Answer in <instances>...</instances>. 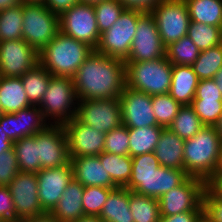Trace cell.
I'll return each mask as SVG.
<instances>
[{"mask_svg": "<svg viewBox=\"0 0 222 222\" xmlns=\"http://www.w3.org/2000/svg\"><path fill=\"white\" fill-rule=\"evenodd\" d=\"M125 62L95 49L73 79L78 100L117 98L126 86Z\"/></svg>", "mask_w": 222, "mask_h": 222, "instance_id": "6da1fadb", "label": "cell"}, {"mask_svg": "<svg viewBox=\"0 0 222 222\" xmlns=\"http://www.w3.org/2000/svg\"><path fill=\"white\" fill-rule=\"evenodd\" d=\"M222 140L214 126L203 128L184 142V170L189 177L208 183L214 176L219 159Z\"/></svg>", "mask_w": 222, "mask_h": 222, "instance_id": "7a4b0ae2", "label": "cell"}, {"mask_svg": "<svg viewBox=\"0 0 222 222\" xmlns=\"http://www.w3.org/2000/svg\"><path fill=\"white\" fill-rule=\"evenodd\" d=\"M94 48L61 31L39 51V63L52 75L73 78Z\"/></svg>", "mask_w": 222, "mask_h": 222, "instance_id": "3957f363", "label": "cell"}, {"mask_svg": "<svg viewBox=\"0 0 222 222\" xmlns=\"http://www.w3.org/2000/svg\"><path fill=\"white\" fill-rule=\"evenodd\" d=\"M172 67L166 55L150 61L125 62L126 86L150 96L167 94L171 87Z\"/></svg>", "mask_w": 222, "mask_h": 222, "instance_id": "277c9868", "label": "cell"}, {"mask_svg": "<svg viewBox=\"0 0 222 222\" xmlns=\"http://www.w3.org/2000/svg\"><path fill=\"white\" fill-rule=\"evenodd\" d=\"M77 99L72 78L52 76L39 104V109L42 111L45 120H47L46 117L48 119L51 117L55 119L52 123L63 125L76 117L77 107H75V104L78 101ZM72 105H74V108Z\"/></svg>", "mask_w": 222, "mask_h": 222, "instance_id": "5b68a950", "label": "cell"}, {"mask_svg": "<svg viewBox=\"0 0 222 222\" xmlns=\"http://www.w3.org/2000/svg\"><path fill=\"white\" fill-rule=\"evenodd\" d=\"M143 12L139 9L125 8L112 27L100 34L95 50L125 61L130 54L138 17Z\"/></svg>", "mask_w": 222, "mask_h": 222, "instance_id": "8992f818", "label": "cell"}, {"mask_svg": "<svg viewBox=\"0 0 222 222\" xmlns=\"http://www.w3.org/2000/svg\"><path fill=\"white\" fill-rule=\"evenodd\" d=\"M22 39L38 52L60 31L59 15L44 4H23Z\"/></svg>", "mask_w": 222, "mask_h": 222, "instance_id": "52a82bcc", "label": "cell"}, {"mask_svg": "<svg viewBox=\"0 0 222 222\" xmlns=\"http://www.w3.org/2000/svg\"><path fill=\"white\" fill-rule=\"evenodd\" d=\"M150 12L165 47L187 35L190 16L184 0H161Z\"/></svg>", "mask_w": 222, "mask_h": 222, "instance_id": "ba28073f", "label": "cell"}, {"mask_svg": "<svg viewBox=\"0 0 222 222\" xmlns=\"http://www.w3.org/2000/svg\"><path fill=\"white\" fill-rule=\"evenodd\" d=\"M206 188L205 181L188 177L181 185L174 187L158 199L161 217L204 210L203 196Z\"/></svg>", "mask_w": 222, "mask_h": 222, "instance_id": "9c48e42d", "label": "cell"}, {"mask_svg": "<svg viewBox=\"0 0 222 222\" xmlns=\"http://www.w3.org/2000/svg\"><path fill=\"white\" fill-rule=\"evenodd\" d=\"M76 118L81 123L106 134L122 124L119 97L78 100Z\"/></svg>", "mask_w": 222, "mask_h": 222, "instance_id": "30bf717a", "label": "cell"}, {"mask_svg": "<svg viewBox=\"0 0 222 222\" xmlns=\"http://www.w3.org/2000/svg\"><path fill=\"white\" fill-rule=\"evenodd\" d=\"M166 47L160 38L158 27L150 11H144L139 17L130 54L124 62H141L162 58Z\"/></svg>", "mask_w": 222, "mask_h": 222, "instance_id": "8fae6325", "label": "cell"}, {"mask_svg": "<svg viewBox=\"0 0 222 222\" xmlns=\"http://www.w3.org/2000/svg\"><path fill=\"white\" fill-rule=\"evenodd\" d=\"M59 25L62 33L85 42L94 49L98 46L100 33L93 5L75 4L59 16Z\"/></svg>", "mask_w": 222, "mask_h": 222, "instance_id": "7c38bea8", "label": "cell"}, {"mask_svg": "<svg viewBox=\"0 0 222 222\" xmlns=\"http://www.w3.org/2000/svg\"><path fill=\"white\" fill-rule=\"evenodd\" d=\"M39 64V52L24 39L0 41V76L21 77Z\"/></svg>", "mask_w": 222, "mask_h": 222, "instance_id": "4fadbf2b", "label": "cell"}, {"mask_svg": "<svg viewBox=\"0 0 222 222\" xmlns=\"http://www.w3.org/2000/svg\"><path fill=\"white\" fill-rule=\"evenodd\" d=\"M37 144L40 170L59 167L70 162L67 137L62 125L48 122V126L37 133Z\"/></svg>", "mask_w": 222, "mask_h": 222, "instance_id": "5bb4252c", "label": "cell"}, {"mask_svg": "<svg viewBox=\"0 0 222 222\" xmlns=\"http://www.w3.org/2000/svg\"><path fill=\"white\" fill-rule=\"evenodd\" d=\"M188 177L185 170L160 166L151 175L130 177L125 188L140 195L159 199L166 192L181 185Z\"/></svg>", "mask_w": 222, "mask_h": 222, "instance_id": "9a60e30c", "label": "cell"}, {"mask_svg": "<svg viewBox=\"0 0 222 222\" xmlns=\"http://www.w3.org/2000/svg\"><path fill=\"white\" fill-rule=\"evenodd\" d=\"M119 101L124 126L128 128L158 126L152 109V96L125 86Z\"/></svg>", "mask_w": 222, "mask_h": 222, "instance_id": "2e32d148", "label": "cell"}, {"mask_svg": "<svg viewBox=\"0 0 222 222\" xmlns=\"http://www.w3.org/2000/svg\"><path fill=\"white\" fill-rule=\"evenodd\" d=\"M70 157L98 156L104 151L105 133L81 123L76 117L62 125Z\"/></svg>", "mask_w": 222, "mask_h": 222, "instance_id": "e0dca14e", "label": "cell"}, {"mask_svg": "<svg viewBox=\"0 0 222 222\" xmlns=\"http://www.w3.org/2000/svg\"><path fill=\"white\" fill-rule=\"evenodd\" d=\"M36 174L40 204L45 212H51L74 178L72 164L69 162L59 167L41 169Z\"/></svg>", "mask_w": 222, "mask_h": 222, "instance_id": "ac0fdd59", "label": "cell"}, {"mask_svg": "<svg viewBox=\"0 0 222 222\" xmlns=\"http://www.w3.org/2000/svg\"><path fill=\"white\" fill-rule=\"evenodd\" d=\"M16 217H34L45 211L39 201L36 173L19 172L8 185Z\"/></svg>", "mask_w": 222, "mask_h": 222, "instance_id": "d6986e66", "label": "cell"}, {"mask_svg": "<svg viewBox=\"0 0 222 222\" xmlns=\"http://www.w3.org/2000/svg\"><path fill=\"white\" fill-rule=\"evenodd\" d=\"M74 179L84 187L117 188L98 156L70 157Z\"/></svg>", "mask_w": 222, "mask_h": 222, "instance_id": "ffe728a7", "label": "cell"}, {"mask_svg": "<svg viewBox=\"0 0 222 222\" xmlns=\"http://www.w3.org/2000/svg\"><path fill=\"white\" fill-rule=\"evenodd\" d=\"M184 142L169 128H164L153 151L160 166L184 170Z\"/></svg>", "mask_w": 222, "mask_h": 222, "instance_id": "44dd1931", "label": "cell"}, {"mask_svg": "<svg viewBox=\"0 0 222 222\" xmlns=\"http://www.w3.org/2000/svg\"><path fill=\"white\" fill-rule=\"evenodd\" d=\"M83 193L84 186L73 178L50 213L61 222H73L82 218Z\"/></svg>", "mask_w": 222, "mask_h": 222, "instance_id": "7402d4cb", "label": "cell"}, {"mask_svg": "<svg viewBox=\"0 0 222 222\" xmlns=\"http://www.w3.org/2000/svg\"><path fill=\"white\" fill-rule=\"evenodd\" d=\"M199 81L192 66L173 65L169 94L182 105H191Z\"/></svg>", "mask_w": 222, "mask_h": 222, "instance_id": "603a6c76", "label": "cell"}, {"mask_svg": "<svg viewBox=\"0 0 222 222\" xmlns=\"http://www.w3.org/2000/svg\"><path fill=\"white\" fill-rule=\"evenodd\" d=\"M0 105L3 113L10 114L31 106L21 77L0 76Z\"/></svg>", "mask_w": 222, "mask_h": 222, "instance_id": "cb8c5ba5", "label": "cell"}, {"mask_svg": "<svg viewBox=\"0 0 222 222\" xmlns=\"http://www.w3.org/2000/svg\"><path fill=\"white\" fill-rule=\"evenodd\" d=\"M130 190L114 188L105 202L99 218L103 222H134L129 207Z\"/></svg>", "mask_w": 222, "mask_h": 222, "instance_id": "d4e9b609", "label": "cell"}, {"mask_svg": "<svg viewBox=\"0 0 222 222\" xmlns=\"http://www.w3.org/2000/svg\"><path fill=\"white\" fill-rule=\"evenodd\" d=\"M190 21L222 27V0H184Z\"/></svg>", "mask_w": 222, "mask_h": 222, "instance_id": "484cf974", "label": "cell"}, {"mask_svg": "<svg viewBox=\"0 0 222 222\" xmlns=\"http://www.w3.org/2000/svg\"><path fill=\"white\" fill-rule=\"evenodd\" d=\"M164 127L146 126L142 128H128L129 156L134 157L153 152Z\"/></svg>", "mask_w": 222, "mask_h": 222, "instance_id": "4316f807", "label": "cell"}, {"mask_svg": "<svg viewBox=\"0 0 222 222\" xmlns=\"http://www.w3.org/2000/svg\"><path fill=\"white\" fill-rule=\"evenodd\" d=\"M52 75L39 63L21 76L31 105L39 106Z\"/></svg>", "mask_w": 222, "mask_h": 222, "instance_id": "83f0119b", "label": "cell"}, {"mask_svg": "<svg viewBox=\"0 0 222 222\" xmlns=\"http://www.w3.org/2000/svg\"><path fill=\"white\" fill-rule=\"evenodd\" d=\"M100 161L117 187H126L132 172V157L102 152Z\"/></svg>", "mask_w": 222, "mask_h": 222, "instance_id": "f1b7e54d", "label": "cell"}, {"mask_svg": "<svg viewBox=\"0 0 222 222\" xmlns=\"http://www.w3.org/2000/svg\"><path fill=\"white\" fill-rule=\"evenodd\" d=\"M13 148L16 153L19 172L38 173L40 171L37 134L15 141Z\"/></svg>", "mask_w": 222, "mask_h": 222, "instance_id": "f546056e", "label": "cell"}, {"mask_svg": "<svg viewBox=\"0 0 222 222\" xmlns=\"http://www.w3.org/2000/svg\"><path fill=\"white\" fill-rule=\"evenodd\" d=\"M130 212L134 222H159L160 209L158 199L130 191Z\"/></svg>", "mask_w": 222, "mask_h": 222, "instance_id": "4dcf8cb0", "label": "cell"}, {"mask_svg": "<svg viewBox=\"0 0 222 222\" xmlns=\"http://www.w3.org/2000/svg\"><path fill=\"white\" fill-rule=\"evenodd\" d=\"M205 126L191 105H182L179 113L173 119L168 127L176 133L181 139L187 140L192 138Z\"/></svg>", "mask_w": 222, "mask_h": 222, "instance_id": "1f68e13d", "label": "cell"}, {"mask_svg": "<svg viewBox=\"0 0 222 222\" xmlns=\"http://www.w3.org/2000/svg\"><path fill=\"white\" fill-rule=\"evenodd\" d=\"M222 67V43L207 50H202L192 64L194 73L199 80L213 79Z\"/></svg>", "mask_w": 222, "mask_h": 222, "instance_id": "d6a6232c", "label": "cell"}, {"mask_svg": "<svg viewBox=\"0 0 222 222\" xmlns=\"http://www.w3.org/2000/svg\"><path fill=\"white\" fill-rule=\"evenodd\" d=\"M187 36L199 51L207 50L222 43V27L190 21Z\"/></svg>", "mask_w": 222, "mask_h": 222, "instance_id": "836d02e7", "label": "cell"}, {"mask_svg": "<svg viewBox=\"0 0 222 222\" xmlns=\"http://www.w3.org/2000/svg\"><path fill=\"white\" fill-rule=\"evenodd\" d=\"M23 4L0 11V41L22 39Z\"/></svg>", "mask_w": 222, "mask_h": 222, "instance_id": "e575fe53", "label": "cell"}, {"mask_svg": "<svg viewBox=\"0 0 222 222\" xmlns=\"http://www.w3.org/2000/svg\"><path fill=\"white\" fill-rule=\"evenodd\" d=\"M199 53V49L187 35L166 47V57L172 65L192 66Z\"/></svg>", "mask_w": 222, "mask_h": 222, "instance_id": "d590c367", "label": "cell"}, {"mask_svg": "<svg viewBox=\"0 0 222 222\" xmlns=\"http://www.w3.org/2000/svg\"><path fill=\"white\" fill-rule=\"evenodd\" d=\"M182 104L167 94L152 96V109L158 126L168 128L179 113Z\"/></svg>", "mask_w": 222, "mask_h": 222, "instance_id": "8d00e7d4", "label": "cell"}, {"mask_svg": "<svg viewBox=\"0 0 222 222\" xmlns=\"http://www.w3.org/2000/svg\"><path fill=\"white\" fill-rule=\"evenodd\" d=\"M93 6L100 34L111 28L125 9L118 0H105Z\"/></svg>", "mask_w": 222, "mask_h": 222, "instance_id": "74e56055", "label": "cell"}, {"mask_svg": "<svg viewBox=\"0 0 222 222\" xmlns=\"http://www.w3.org/2000/svg\"><path fill=\"white\" fill-rule=\"evenodd\" d=\"M114 188L106 187H84L83 193V211L84 216L99 217L105 202Z\"/></svg>", "mask_w": 222, "mask_h": 222, "instance_id": "f35d334b", "label": "cell"}, {"mask_svg": "<svg viewBox=\"0 0 222 222\" xmlns=\"http://www.w3.org/2000/svg\"><path fill=\"white\" fill-rule=\"evenodd\" d=\"M21 138L35 135L48 125L39 106L31 105L20 110Z\"/></svg>", "mask_w": 222, "mask_h": 222, "instance_id": "ab89813d", "label": "cell"}, {"mask_svg": "<svg viewBox=\"0 0 222 222\" xmlns=\"http://www.w3.org/2000/svg\"><path fill=\"white\" fill-rule=\"evenodd\" d=\"M191 106L205 126H214L222 114V101L193 99Z\"/></svg>", "mask_w": 222, "mask_h": 222, "instance_id": "60d3db41", "label": "cell"}, {"mask_svg": "<svg viewBox=\"0 0 222 222\" xmlns=\"http://www.w3.org/2000/svg\"><path fill=\"white\" fill-rule=\"evenodd\" d=\"M128 127L123 124L105 134L104 152L129 155Z\"/></svg>", "mask_w": 222, "mask_h": 222, "instance_id": "b9f144b4", "label": "cell"}, {"mask_svg": "<svg viewBox=\"0 0 222 222\" xmlns=\"http://www.w3.org/2000/svg\"><path fill=\"white\" fill-rule=\"evenodd\" d=\"M19 173L17 157L13 146L0 153V187L8 186Z\"/></svg>", "mask_w": 222, "mask_h": 222, "instance_id": "7bdbcfd3", "label": "cell"}, {"mask_svg": "<svg viewBox=\"0 0 222 222\" xmlns=\"http://www.w3.org/2000/svg\"><path fill=\"white\" fill-rule=\"evenodd\" d=\"M160 167L153 152L132 157V172L130 177L148 176Z\"/></svg>", "mask_w": 222, "mask_h": 222, "instance_id": "ee69618b", "label": "cell"}, {"mask_svg": "<svg viewBox=\"0 0 222 222\" xmlns=\"http://www.w3.org/2000/svg\"><path fill=\"white\" fill-rule=\"evenodd\" d=\"M0 127L14 143L21 139L20 111L13 114L3 113L0 116Z\"/></svg>", "mask_w": 222, "mask_h": 222, "instance_id": "f6af8a7d", "label": "cell"}, {"mask_svg": "<svg viewBox=\"0 0 222 222\" xmlns=\"http://www.w3.org/2000/svg\"><path fill=\"white\" fill-rule=\"evenodd\" d=\"M204 214L213 222H222V200L219 199L208 187L203 196Z\"/></svg>", "mask_w": 222, "mask_h": 222, "instance_id": "bcb514c9", "label": "cell"}, {"mask_svg": "<svg viewBox=\"0 0 222 222\" xmlns=\"http://www.w3.org/2000/svg\"><path fill=\"white\" fill-rule=\"evenodd\" d=\"M194 99H217V101H222V94L213 79L200 80Z\"/></svg>", "mask_w": 222, "mask_h": 222, "instance_id": "7dc6e473", "label": "cell"}, {"mask_svg": "<svg viewBox=\"0 0 222 222\" xmlns=\"http://www.w3.org/2000/svg\"><path fill=\"white\" fill-rule=\"evenodd\" d=\"M16 217L12 195L8 186L0 187V220H8Z\"/></svg>", "mask_w": 222, "mask_h": 222, "instance_id": "c3c4849f", "label": "cell"}, {"mask_svg": "<svg viewBox=\"0 0 222 222\" xmlns=\"http://www.w3.org/2000/svg\"><path fill=\"white\" fill-rule=\"evenodd\" d=\"M203 213L204 210L183 212L172 216L160 217L159 222H196Z\"/></svg>", "mask_w": 222, "mask_h": 222, "instance_id": "681fc988", "label": "cell"}, {"mask_svg": "<svg viewBox=\"0 0 222 222\" xmlns=\"http://www.w3.org/2000/svg\"><path fill=\"white\" fill-rule=\"evenodd\" d=\"M77 3H79V0H45L44 5L51 12L60 16Z\"/></svg>", "mask_w": 222, "mask_h": 222, "instance_id": "f907efd6", "label": "cell"}, {"mask_svg": "<svg viewBox=\"0 0 222 222\" xmlns=\"http://www.w3.org/2000/svg\"><path fill=\"white\" fill-rule=\"evenodd\" d=\"M125 8L139 9L142 11H150L161 0H118Z\"/></svg>", "mask_w": 222, "mask_h": 222, "instance_id": "816d5d0a", "label": "cell"}, {"mask_svg": "<svg viewBox=\"0 0 222 222\" xmlns=\"http://www.w3.org/2000/svg\"><path fill=\"white\" fill-rule=\"evenodd\" d=\"M207 187L222 200V176H213L207 183Z\"/></svg>", "mask_w": 222, "mask_h": 222, "instance_id": "f5cc1de1", "label": "cell"}, {"mask_svg": "<svg viewBox=\"0 0 222 222\" xmlns=\"http://www.w3.org/2000/svg\"><path fill=\"white\" fill-rule=\"evenodd\" d=\"M30 222H61L54 217L50 212H44L40 215L30 217Z\"/></svg>", "mask_w": 222, "mask_h": 222, "instance_id": "db71d44e", "label": "cell"}, {"mask_svg": "<svg viewBox=\"0 0 222 222\" xmlns=\"http://www.w3.org/2000/svg\"><path fill=\"white\" fill-rule=\"evenodd\" d=\"M13 146V142L8 138V136L3 132L0 127V153L5 150L10 149Z\"/></svg>", "mask_w": 222, "mask_h": 222, "instance_id": "11a10c76", "label": "cell"}, {"mask_svg": "<svg viewBox=\"0 0 222 222\" xmlns=\"http://www.w3.org/2000/svg\"><path fill=\"white\" fill-rule=\"evenodd\" d=\"M21 0H0V11L21 5Z\"/></svg>", "mask_w": 222, "mask_h": 222, "instance_id": "9f6ffc18", "label": "cell"}, {"mask_svg": "<svg viewBox=\"0 0 222 222\" xmlns=\"http://www.w3.org/2000/svg\"><path fill=\"white\" fill-rule=\"evenodd\" d=\"M213 80L222 94V67L215 73Z\"/></svg>", "mask_w": 222, "mask_h": 222, "instance_id": "6f0895ef", "label": "cell"}, {"mask_svg": "<svg viewBox=\"0 0 222 222\" xmlns=\"http://www.w3.org/2000/svg\"><path fill=\"white\" fill-rule=\"evenodd\" d=\"M73 222H103V221L97 216H83L82 218Z\"/></svg>", "mask_w": 222, "mask_h": 222, "instance_id": "680465c9", "label": "cell"}, {"mask_svg": "<svg viewBox=\"0 0 222 222\" xmlns=\"http://www.w3.org/2000/svg\"><path fill=\"white\" fill-rule=\"evenodd\" d=\"M2 222H30V218L29 217H13L10 218L8 220H4Z\"/></svg>", "mask_w": 222, "mask_h": 222, "instance_id": "91938a15", "label": "cell"}, {"mask_svg": "<svg viewBox=\"0 0 222 222\" xmlns=\"http://www.w3.org/2000/svg\"><path fill=\"white\" fill-rule=\"evenodd\" d=\"M214 127L216 128V131L222 140V114L220 115L218 122L214 125Z\"/></svg>", "mask_w": 222, "mask_h": 222, "instance_id": "94428289", "label": "cell"}, {"mask_svg": "<svg viewBox=\"0 0 222 222\" xmlns=\"http://www.w3.org/2000/svg\"><path fill=\"white\" fill-rule=\"evenodd\" d=\"M214 176H222V146L220 150V159H219L218 167Z\"/></svg>", "mask_w": 222, "mask_h": 222, "instance_id": "6125c7cd", "label": "cell"}, {"mask_svg": "<svg viewBox=\"0 0 222 222\" xmlns=\"http://www.w3.org/2000/svg\"><path fill=\"white\" fill-rule=\"evenodd\" d=\"M22 4H44L45 0H21Z\"/></svg>", "mask_w": 222, "mask_h": 222, "instance_id": "be15d7a7", "label": "cell"}, {"mask_svg": "<svg viewBox=\"0 0 222 222\" xmlns=\"http://www.w3.org/2000/svg\"><path fill=\"white\" fill-rule=\"evenodd\" d=\"M101 1H105V0H79V3L94 5V4L100 3Z\"/></svg>", "mask_w": 222, "mask_h": 222, "instance_id": "e7e4bbea", "label": "cell"}, {"mask_svg": "<svg viewBox=\"0 0 222 222\" xmlns=\"http://www.w3.org/2000/svg\"><path fill=\"white\" fill-rule=\"evenodd\" d=\"M196 222H213L206 214H202Z\"/></svg>", "mask_w": 222, "mask_h": 222, "instance_id": "03108f58", "label": "cell"}, {"mask_svg": "<svg viewBox=\"0 0 222 222\" xmlns=\"http://www.w3.org/2000/svg\"><path fill=\"white\" fill-rule=\"evenodd\" d=\"M3 114L2 112V108H1V105H0V116Z\"/></svg>", "mask_w": 222, "mask_h": 222, "instance_id": "003e7915", "label": "cell"}]
</instances>
